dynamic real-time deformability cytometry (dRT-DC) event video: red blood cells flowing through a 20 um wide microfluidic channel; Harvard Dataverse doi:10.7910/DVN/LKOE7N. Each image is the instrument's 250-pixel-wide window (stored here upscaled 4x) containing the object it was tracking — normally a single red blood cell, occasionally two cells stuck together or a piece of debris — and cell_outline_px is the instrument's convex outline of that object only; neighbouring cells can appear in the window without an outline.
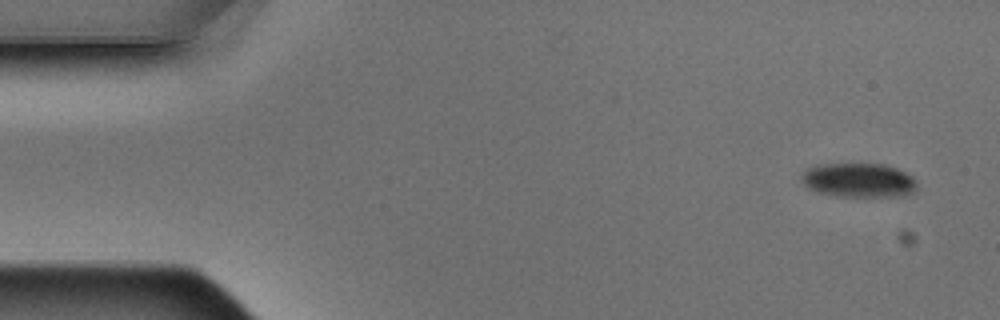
{"species": "Egyptian fruit bat (a non-hibernating species)", "species_latin": "Rousettus aegyptiacus", "temperature_condition": "warm", "stored_images_in_passage": 6, "camera_frame_rate_fps": 3000, "um_per_image_px": 0.085, "animal": {"sex": "male"}, "frame": {"image": 1, "passage_image": 1, "time_ms": 0.0, "image_size_px": [1000, 320], "cell_outline_px": [[916, 188], [912, 192], [904, 196], [836, 196], [816, 192], [808, 188], [800, 180], [800, 176], [808, 168], [816, 164], [884, 164], [896, 168], [912, 176], [916, 180]], "centroid_in_image_um": [72.95, 15.32], "position_along_channel_um": 12.0, "area_um2": 23.12}}
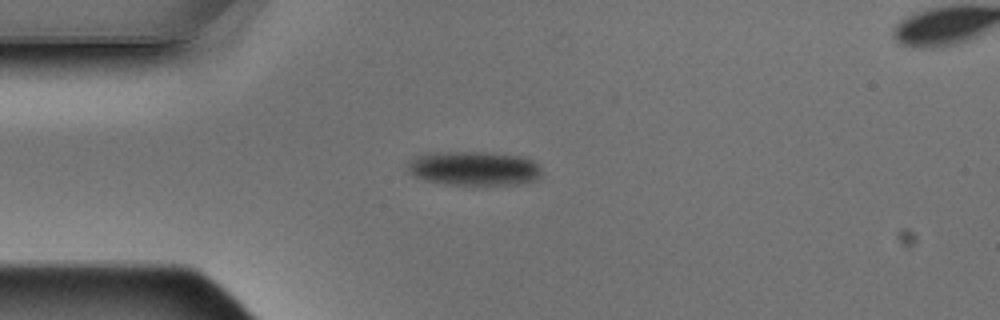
{"frame": {"image": 2, "passage_image": 4, "time_ms": 1.0, "image_size_px": [1000, 320], "cell_outline_px": [[540, 176], [536, 180], [520, 184], [444, 184], [424, 180], [412, 176], [408, 172], [408, 164], [416, 156], [432, 152], [488, 152], [520, 156], [532, 160], [540, 168]], "centroid_in_image_um": [40.26, 14.31], "position_along_channel_um": 44.7, "area_um2": 26.65}}
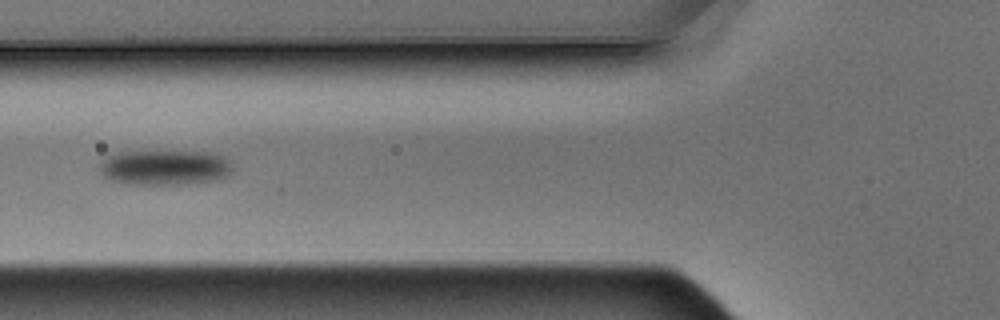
{"frame": {"image": 3, "passage_image": 6, "time_ms": 1.667, "image_size_px": [1000, 320], "cell_outline_px": [[232, 172], [228, 176], [212, 180], [188, 184], [124, 184], [112, 180], [104, 176], [100, 172], [100, 160], [104, 156], [116, 152], [216, 152], [224, 156], [232, 164]], "centroid_in_image_um": [14.0, 14.23], "position_along_channel_um": 111.8, "area_um2": 27.46}}